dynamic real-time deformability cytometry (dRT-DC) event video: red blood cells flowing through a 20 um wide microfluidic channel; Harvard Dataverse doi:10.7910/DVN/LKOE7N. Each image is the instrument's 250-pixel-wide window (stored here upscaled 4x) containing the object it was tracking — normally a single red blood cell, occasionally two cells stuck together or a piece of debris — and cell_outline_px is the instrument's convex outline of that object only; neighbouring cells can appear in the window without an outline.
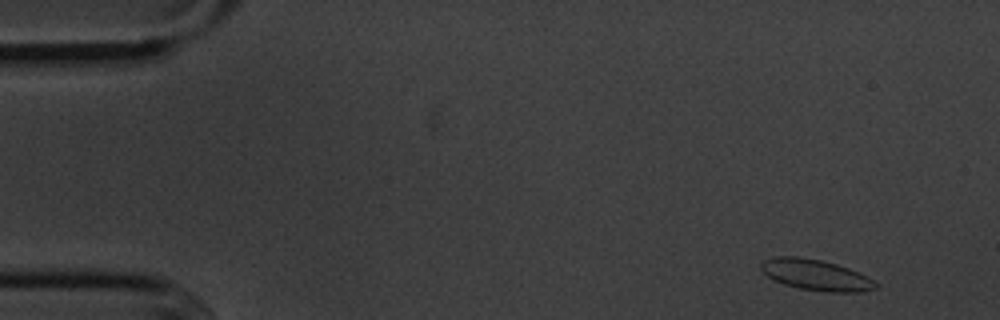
{"species": "common noctule bat (a hibernating species)", "species_latin": "Nyctalus noctula", "temperature_condition": "cold", "stored_images_in_passage": 7, "camera_frame_rate_fps": 3000, "um_per_image_px": 0.085, "animal": {"sex": "male", "body_mass_g": 20.1, "forearm_length_mm": 53.5}, "frame": {"image": 1, "passage_image": 1, "time_ms": 0.0, "image_size_px": [1000, 320], "cell_outline_px": [[880, 284], [876, 288], [860, 292], [828, 292], [800, 288], [784, 284], [768, 276], [760, 268], [760, 264], [764, 260], [776, 256], [796, 256], [820, 260], [836, 264], [848, 268], [868, 276]], "centroid_in_image_um": [69.38, 23.37], "position_along_channel_um": 15.6, "area_um2": 20.52}}
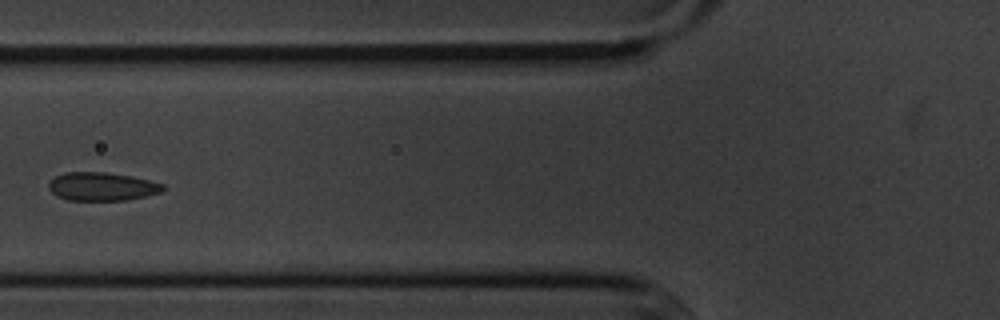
{"frame": {"image": 2, "passage_image": 5, "time_ms": 5.667, "image_size_px": [1000, 320], "cell_outline_px": [[164, 188], [160, 192], [128, 200], [68, 200], [56, 196], [48, 188], [48, 184], [56, 176], [64, 172], [104, 172], [132, 176], [164, 184]], "centroid_in_image_um": [8.64, 15.85], "position_along_channel_um": 117.2, "area_um2": 18.79}}
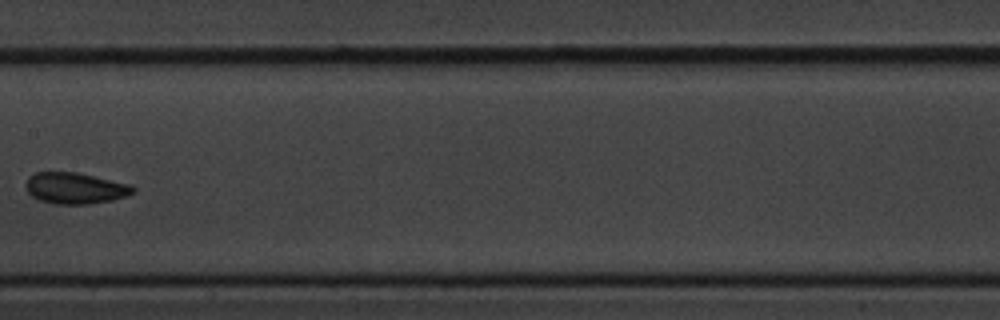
{"frame": {"image": 3, "passage_image": 7, "time_ms": 8.0, "image_size_px": [1000, 320], "cell_outline_px": [[136, 192], [128, 196], [112, 200], [88, 204], [56, 204], [40, 200], [32, 196], [24, 188], [24, 184], [28, 176], [36, 172], [76, 172], [128, 184], [136, 188]], "centroid_in_image_um": [6.37, 16.0], "position_along_channel_um": 201.0, "area_um2": 19.59}}